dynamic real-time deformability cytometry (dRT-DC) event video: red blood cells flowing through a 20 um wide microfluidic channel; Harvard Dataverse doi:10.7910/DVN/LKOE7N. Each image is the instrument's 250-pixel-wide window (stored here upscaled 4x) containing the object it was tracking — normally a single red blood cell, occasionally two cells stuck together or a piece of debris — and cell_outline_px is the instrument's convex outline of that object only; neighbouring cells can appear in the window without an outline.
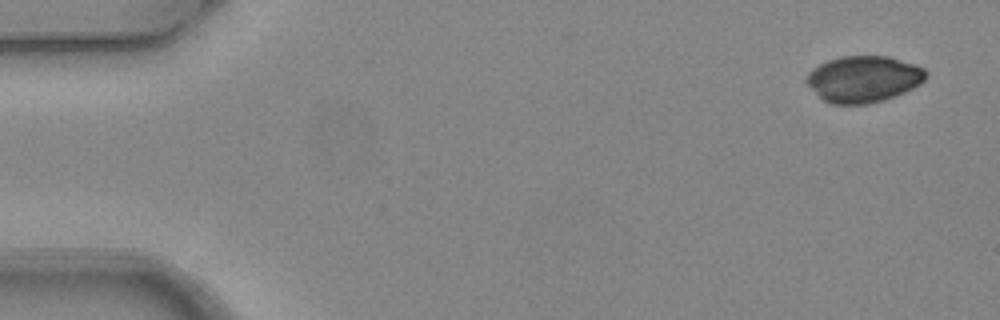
{"species": "common noctule bat (a hibernating species)", "species_latin": "Nyctalus noctula", "temperature_condition": "warm", "stored_images_in_passage": 5, "camera_frame_rate_fps": 3000, "um_per_image_px": 0.085, "animal": {"sex": "female", "body_mass_g": 24.6, "forearm_length_mm": 56.2}, "frame": {"image": 1, "passage_image": 1, "time_ms": 0.0, "image_size_px": [1000, 320], "cell_outline_px": [[928, 76], [920, 84], [896, 96], [884, 100], [868, 104], [832, 104], [824, 100], [804, 80], [808, 72], [812, 68], [828, 60], [840, 56], [888, 56], [916, 64], [924, 68], [928, 72]], "centroid_in_image_um": [73.43, 6.71], "position_along_channel_um": 11.6, "area_um2": 32.43}}
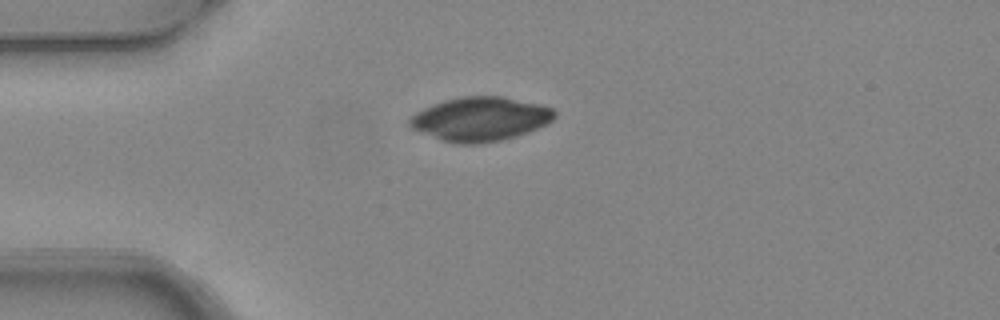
{"frame": {"image": 2, "passage_image": 4, "time_ms": 1.0, "image_size_px": [1000, 320], "cell_outline_px": [[556, 116], [548, 124], [528, 132], [516, 136], [500, 140], [476, 144], [460, 144], [444, 140], [412, 128], [408, 124], [408, 120], [416, 112], [432, 104], [444, 100], [460, 96], [504, 96], [540, 104], [552, 108], [556, 112]], "centroid_in_image_um": [40.86, 10.1], "position_along_channel_um": 44.1, "area_um2": 37.05}}